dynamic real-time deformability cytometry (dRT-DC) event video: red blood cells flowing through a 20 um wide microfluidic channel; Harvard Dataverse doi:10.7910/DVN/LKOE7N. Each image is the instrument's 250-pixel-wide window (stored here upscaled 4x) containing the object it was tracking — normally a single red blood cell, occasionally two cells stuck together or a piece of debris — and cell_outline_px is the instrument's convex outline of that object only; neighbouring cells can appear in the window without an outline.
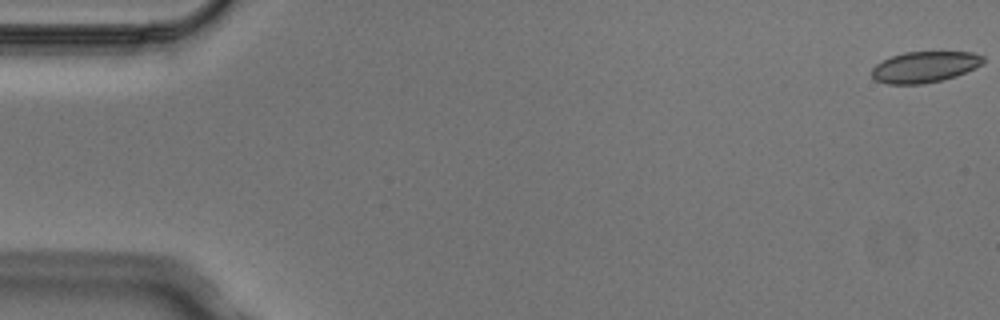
{"species": "Egyptian fruit bat (a non-hibernating species)", "species_latin": "Rousettus aegyptiacus", "temperature_condition": "cold", "stored_images_in_passage": 6, "segment_of_instrument_passage": [1, 2], "camera_frame_rate_fps": 3000, "um_per_image_px": 0.085, "animal": {"sex": "male"}, "frame": {"image": 1, "passage_image": 1, "time_ms": 0.0, "image_size_px": [1000, 320], "cell_outline_px": [[984, 60], [976, 68], [956, 76], [940, 80], [920, 84], [888, 84], [876, 80], [872, 76], [872, 68], [876, 64], [892, 56], [904, 52], [972, 52], [984, 56]], "centroid_in_image_um": [78.6, 5.69], "position_along_channel_um": 6.4, "area_um2": 20.0}}
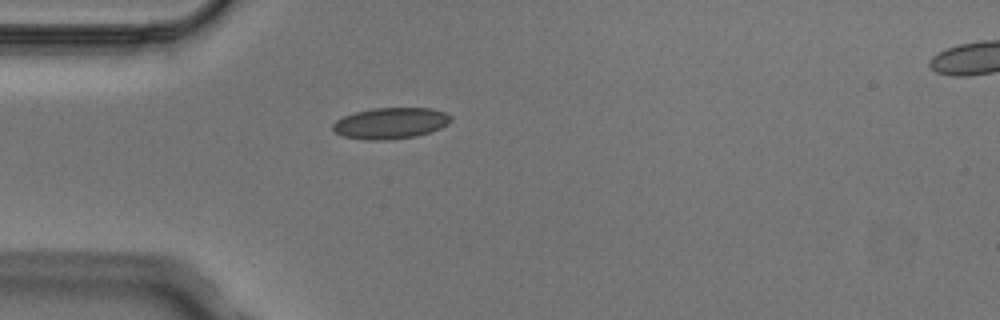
{"frame": {"image": 2, "passage_image": 5, "time_ms": 1.333, "image_size_px": [1000, 320], "cell_outline_px": [[452, 120], [448, 124], [440, 128], [416, 136], [388, 140], [364, 140], [344, 136], [336, 132], [332, 128], [332, 124], [336, 120], [344, 116], [356, 112], [372, 108], [432, 108], [444, 112], [452, 116]], "centroid_in_image_um": [33.2, 10.47], "position_along_channel_um": 51.8, "area_um2": 21.44}}